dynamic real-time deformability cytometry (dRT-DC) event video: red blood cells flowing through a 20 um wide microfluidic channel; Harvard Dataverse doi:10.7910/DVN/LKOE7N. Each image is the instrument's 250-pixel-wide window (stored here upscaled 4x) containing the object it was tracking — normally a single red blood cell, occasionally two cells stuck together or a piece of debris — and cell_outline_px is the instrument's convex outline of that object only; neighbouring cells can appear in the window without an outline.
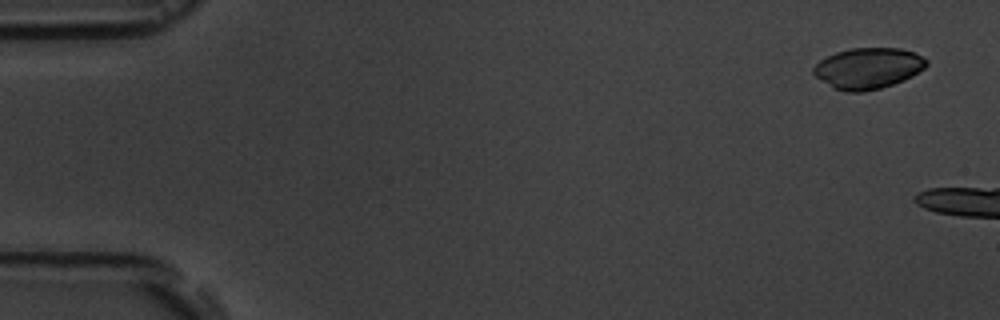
{"species": "common noctule bat (a hibernating species)", "species_latin": "Nyctalus noctula", "temperature_condition": "room temperature", "stored_images_in_passage": 3, "camera_frame_rate_fps": 3000, "um_per_image_px": 0.085, "animal": {"sex": "male", "body_mass_g": 19.5, "forearm_length_mm": 54.6}, "frame": {"image": 1, "passage_image": 1, "time_ms": 0.0, "image_size_px": [1000, 320], "cell_outline_px": [[928, 64], [924, 68], [912, 76], [904, 80], [880, 88], [864, 92], [844, 92], [832, 88], [816, 76], [812, 72], [812, 68], [820, 60], [836, 52], [852, 48], [900, 48], [916, 52], [924, 56], [928, 60]], "centroid_in_image_um": [73.8, 5.8], "position_along_channel_um": 11.2, "area_um2": 27.17}}